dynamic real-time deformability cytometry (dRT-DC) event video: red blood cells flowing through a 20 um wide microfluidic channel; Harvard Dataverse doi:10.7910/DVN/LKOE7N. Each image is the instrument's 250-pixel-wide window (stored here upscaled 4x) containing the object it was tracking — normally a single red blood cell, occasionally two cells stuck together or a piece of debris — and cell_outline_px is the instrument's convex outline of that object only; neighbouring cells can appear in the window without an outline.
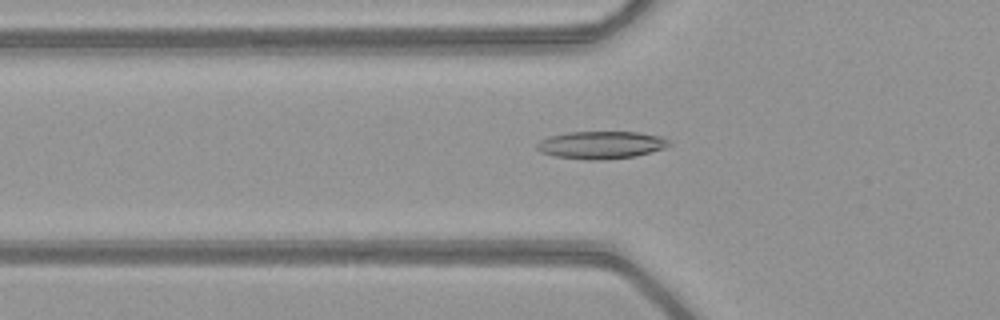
{"species": "common noctule bat (a hibernating species)", "species_latin": "Nyctalus noctula", "temperature_condition": "warm", "stored_images_in_passage": 50, "camera_frame_rate_fps": 3000, "um_per_image_px": 0.085, "animal": {"sex": "female", "body_mass_g": 21.9}, "frame": {"image": 1, "passage_image": 19, "time_ms": 6.0, "image_size_px": [1000, 320], "cell_outline_px": [[672, 144], [664, 148], [636, 156], [600, 160], [588, 160], [556, 156], [540, 152], [536, 148], [536, 144], [540, 140], [548, 136], [568, 132], [640, 132], [660, 136], [668, 140]], "centroid_in_image_um": [51.08, 12.31], "position_along_channel_um": 74.7, "area_um2": 21.27}}
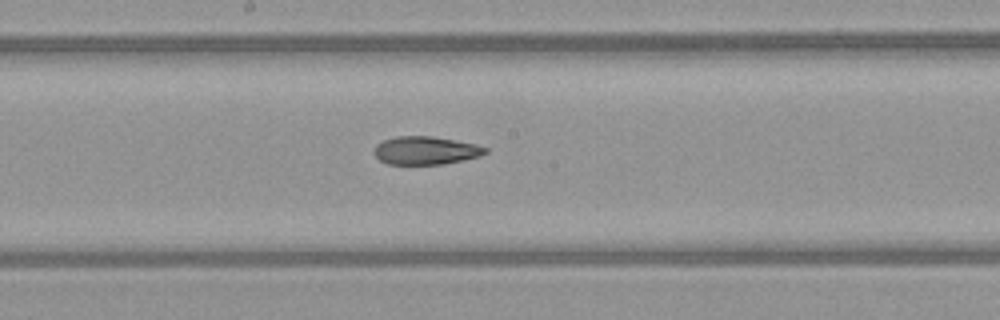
{"frame": {"image": 2, "passage_image": 29, "time_ms": 9.333, "image_size_px": [1000, 320], "cell_outline_px": [[488, 152], [480, 156], [464, 160], [444, 164], [388, 164], [380, 160], [372, 152], [376, 144], [384, 140], [396, 136], [432, 136], [456, 140], [476, 144], [488, 148]], "centroid_in_image_um": [36.19, 12.79], "position_along_channel_um": 212.0, "area_um2": 18.38}}
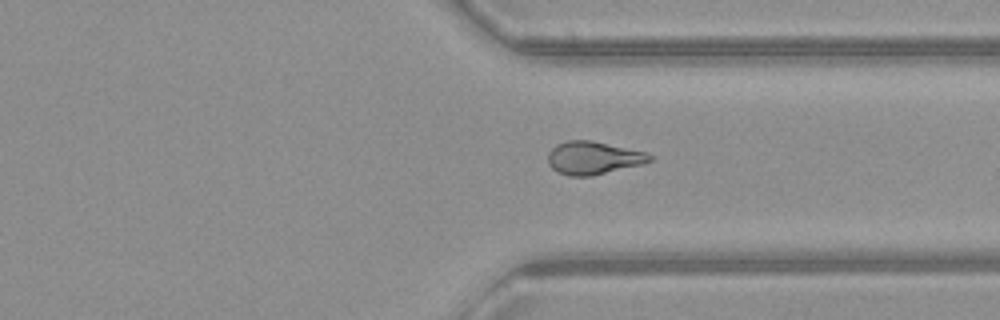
{"frame": {"image": 3, "passage_image": 40, "time_ms": 13.0, "image_size_px": [1000, 320], "cell_outline_px": [[652, 160], [640, 164], [592, 176], [568, 176], [556, 172], [548, 164], [548, 152], [556, 144], [568, 140], [592, 140], [644, 152], [652, 156]], "centroid_in_image_um": [50.36, 13.42], "position_along_channel_um": 361.0, "area_um2": 19.42}, "authors_computed_cell_mechanics": {"area_um2": 19.5364, "velocity_mm_per_s": 4.0685, "shape_relaxation_time_tau1_ms": null, "shape_relaxation_time_tau2_ms": 4.4358, "deformation_change_tau1": null, "deformation_change_tau2": 0.12}}